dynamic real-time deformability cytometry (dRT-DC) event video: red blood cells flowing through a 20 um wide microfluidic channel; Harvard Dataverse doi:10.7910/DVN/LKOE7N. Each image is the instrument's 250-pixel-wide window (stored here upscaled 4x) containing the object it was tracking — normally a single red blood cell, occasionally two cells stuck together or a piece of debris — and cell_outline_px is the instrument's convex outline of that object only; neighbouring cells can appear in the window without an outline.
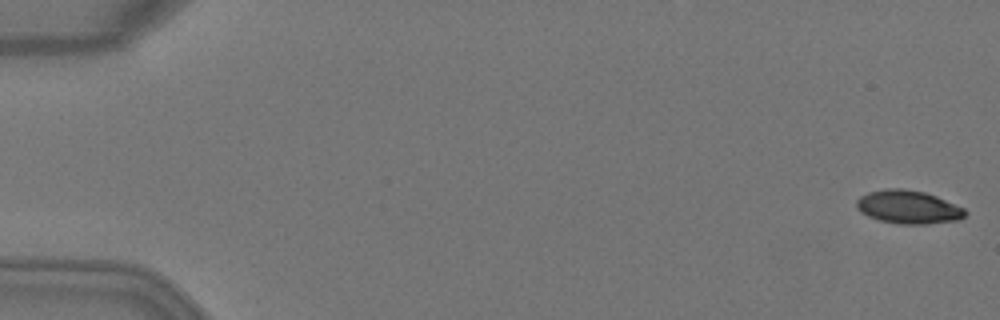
{"species": "Egyptian fruit bat (a non-hibernating species)", "species_latin": "Rousettus aegyptiacus", "temperature_condition": "warm", "stored_images_in_passage": 6, "camera_frame_rate_fps": 3000, "um_per_image_px": 0.085, "animal": {"sex": "female"}, "frame": {"image": 1, "passage_image": 1, "time_ms": 0.0, "image_size_px": [1000, 320], "cell_outline_px": [[968, 212], [960, 220], [928, 224], [900, 224], [880, 220], [868, 216], [860, 212], [856, 208], [856, 200], [860, 196], [868, 192], [888, 188], [900, 188], [924, 192], [936, 196], [964, 208]], "centroid_in_image_um": [77.2, 17.6], "position_along_channel_um": 7.8, "area_um2": 21.15}}